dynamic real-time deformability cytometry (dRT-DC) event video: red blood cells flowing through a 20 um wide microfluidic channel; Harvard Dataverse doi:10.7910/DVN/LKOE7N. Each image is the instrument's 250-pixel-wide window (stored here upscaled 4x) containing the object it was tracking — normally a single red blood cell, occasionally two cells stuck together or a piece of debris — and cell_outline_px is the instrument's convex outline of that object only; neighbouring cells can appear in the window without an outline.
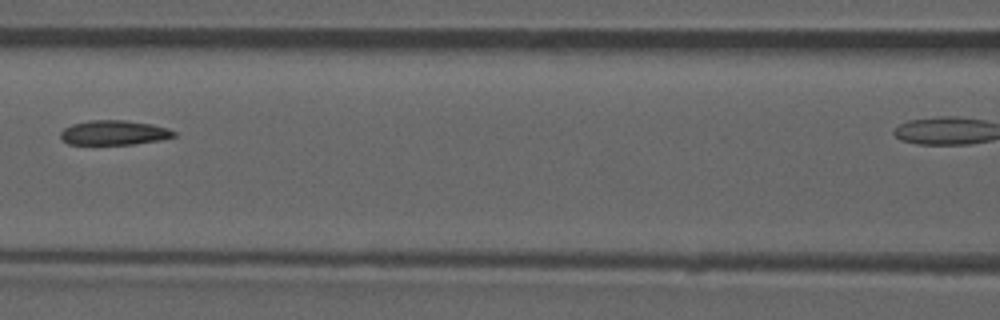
{"species": "common noctule bat (a hibernating species)", "species_latin": "Nyctalus noctula", "temperature_condition": "room temperature", "stored_images_in_passage": 6, "camera_frame_rate_fps": 3000, "um_per_image_px": 0.085, "animal": {"sex": "male", "forearm_length_mm": 52.5}, "frame": {"image": 1, "passage_image": 5, "time_ms": 4.667, "image_size_px": [1000, 320], "cell_outline_px": [[176, 136], [160, 140], [132, 144], [68, 144], [60, 136], [60, 132], [64, 128], [72, 124], [88, 120], [124, 120], [152, 124], [168, 128], [176, 132]], "centroid_in_image_um": [9.7, 11.27], "position_along_channel_um": 156.9, "area_um2": 16.24}}